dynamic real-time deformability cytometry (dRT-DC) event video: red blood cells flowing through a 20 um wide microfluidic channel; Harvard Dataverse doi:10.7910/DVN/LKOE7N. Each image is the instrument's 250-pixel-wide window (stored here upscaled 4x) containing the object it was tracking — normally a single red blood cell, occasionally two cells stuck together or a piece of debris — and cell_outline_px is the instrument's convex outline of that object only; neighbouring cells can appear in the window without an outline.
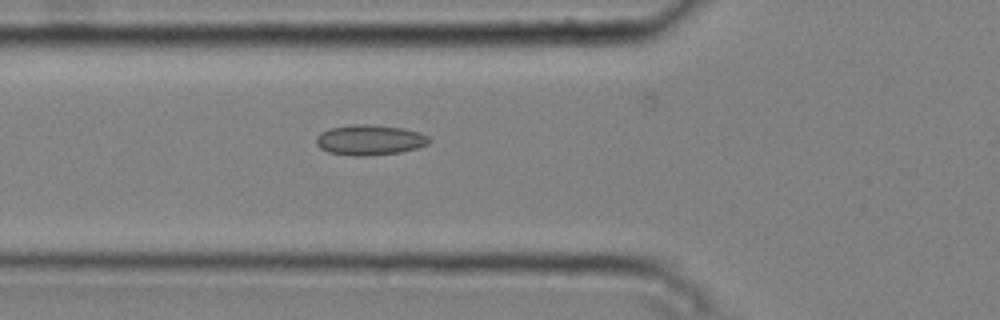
{"species": "common noctule bat (a hibernating species)", "species_latin": "Nyctalus noctula", "temperature_condition": "cold", "stored_images_in_passage": 4, "camera_frame_rate_fps": 3000, "um_per_image_px": 0.085, "animal": {"sex": "male", "body_mass_g": 20.4}, "frame": {"image": 1, "passage_image": 4, "time_ms": 1.0, "image_size_px": [1000, 320], "cell_outline_px": [[432, 140], [428, 144], [416, 148], [400, 152], [364, 156], [352, 156], [328, 152], [320, 148], [316, 144], [316, 136], [320, 132], [328, 128], [352, 124], [368, 124], [404, 128], [420, 132], [428, 136]], "centroid_in_image_um": [31.41, 11.89], "position_along_channel_um": 94.4, "area_um2": 20.17}}